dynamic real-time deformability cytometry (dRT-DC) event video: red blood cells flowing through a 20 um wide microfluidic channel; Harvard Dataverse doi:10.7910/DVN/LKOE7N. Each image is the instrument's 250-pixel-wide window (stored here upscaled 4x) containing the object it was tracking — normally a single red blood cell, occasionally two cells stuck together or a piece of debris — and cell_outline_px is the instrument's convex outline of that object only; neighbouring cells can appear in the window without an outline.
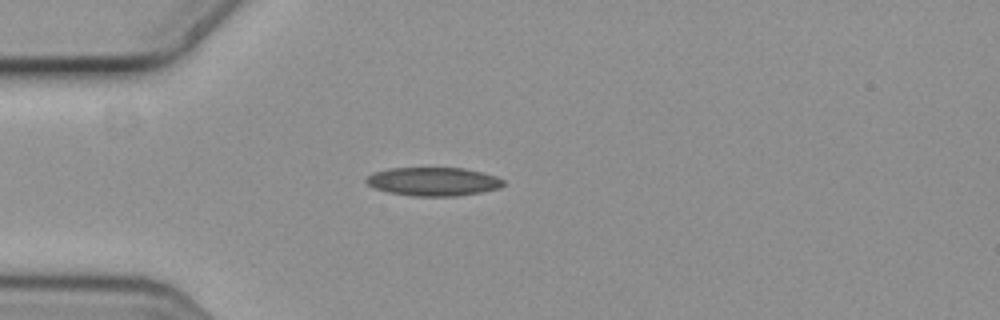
{"species": "common noctule bat (a hibernating species)", "species_latin": "Nyctalus noctula", "temperature_condition": "cold", "stored_images_in_passage": 3, "camera_frame_rate_fps": 3000, "um_per_image_px": 0.085, "animal": {"sex": "female", "body_mass_g": 19.3, "forearm_length_mm": 54.1}, "frame": {"image": 1, "passage_image": 3, "time_ms": 0.667, "image_size_px": [1000, 320], "cell_outline_px": [[504, 184], [500, 188], [480, 192], [456, 196], [412, 196], [388, 192], [376, 188], [368, 184], [364, 180], [372, 172], [388, 168], [464, 168], [496, 176], [504, 180]], "centroid_in_image_um": [36.81, 15.43], "position_along_channel_um": 48.2, "area_um2": 22.77}}